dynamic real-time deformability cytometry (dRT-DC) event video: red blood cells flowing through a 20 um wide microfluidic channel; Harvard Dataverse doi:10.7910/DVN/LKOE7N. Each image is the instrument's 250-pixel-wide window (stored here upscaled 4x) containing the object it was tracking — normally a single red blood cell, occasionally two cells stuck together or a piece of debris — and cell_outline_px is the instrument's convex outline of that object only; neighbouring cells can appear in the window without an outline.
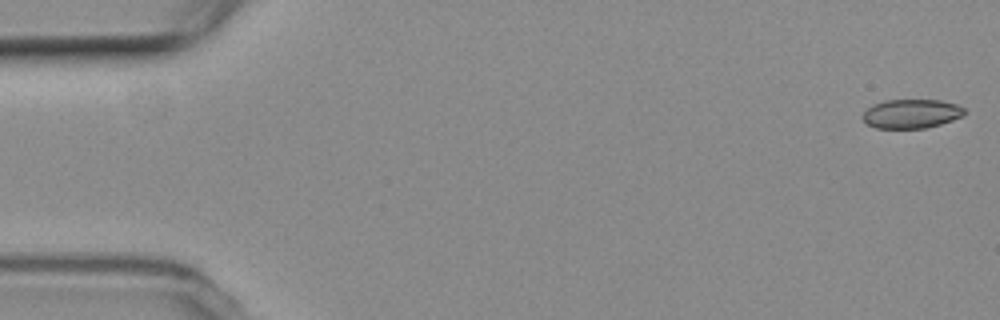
{"species": "common noctule bat (a hibernating species)", "species_latin": "Nyctalus noctula", "temperature_condition": "room temperature", "stored_images_in_passage": 4, "camera_frame_rate_fps": 3000, "um_per_image_px": 0.085, "animal": {"sex": "female", "body_mass_g": 19.3, "forearm_length_mm": 54.1}, "frame": {"image": 1, "passage_image": 1, "time_ms": 0.0, "image_size_px": [1000, 320], "cell_outline_px": [[968, 112], [964, 116], [940, 124], [924, 128], [876, 128], [868, 124], [860, 116], [872, 104], [884, 100], [940, 100], [956, 104], [964, 108]], "centroid_in_image_um": [77.48, 9.66], "position_along_channel_um": 7.5, "area_um2": 17.34}}